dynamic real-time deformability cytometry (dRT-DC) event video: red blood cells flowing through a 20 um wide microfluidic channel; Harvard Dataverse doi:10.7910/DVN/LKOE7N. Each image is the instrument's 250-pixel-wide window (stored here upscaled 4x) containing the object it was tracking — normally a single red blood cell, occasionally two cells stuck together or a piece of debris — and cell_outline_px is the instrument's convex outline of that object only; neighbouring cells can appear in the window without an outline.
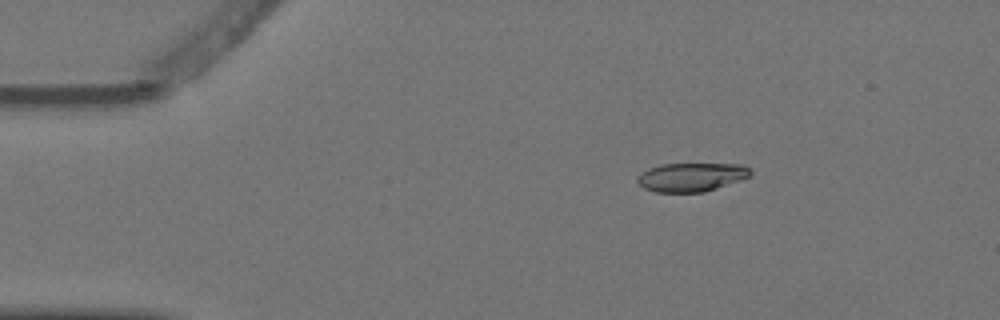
{"species": "Egyptian fruit bat (a non-hibernating species)", "species_latin": "Rousettus aegyptiacus", "temperature_condition": "warm", "stored_images_in_passage": 4, "camera_frame_rate_fps": 3000, "um_per_image_px": 0.085, "animal": {"sex": "female"}, "frame": {"image": 1, "passage_image": 2, "time_ms": 0.333, "image_size_px": [1000, 320], "cell_outline_px": [[752, 172], [748, 176], [740, 180], [704, 192], [656, 192], [644, 188], [636, 180], [636, 176], [640, 172], [648, 168], [660, 164], [744, 164]], "centroid_in_image_um": [58.71, 15.04], "position_along_channel_um": 26.3, "area_um2": 18.9}}